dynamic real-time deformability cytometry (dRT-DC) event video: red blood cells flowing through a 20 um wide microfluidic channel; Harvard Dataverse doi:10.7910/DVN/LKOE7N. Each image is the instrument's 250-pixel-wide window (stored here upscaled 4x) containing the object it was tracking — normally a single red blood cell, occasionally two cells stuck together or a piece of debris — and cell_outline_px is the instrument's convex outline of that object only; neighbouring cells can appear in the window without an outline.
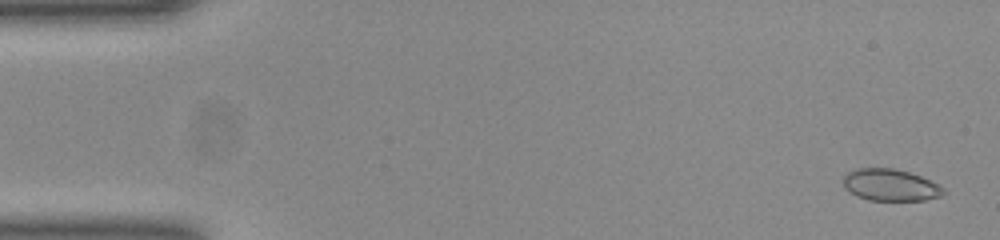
{"species": "common noctule bat (a hibernating species)", "species_latin": "Nyctalus noctula", "temperature_condition": "room temperature", "stored_images_in_passage": 53, "segment_of_instrument_passage": [1, 2], "camera_frame_rate_fps": 3000, "um_per_image_px": 0.085, "animal": {"sex": "female", "body_mass_g": 23.0, "forearm_length_mm": 53.4}, "frame": {"image": 1, "passage_image": 2, "time_ms": 0.333, "image_size_px": [1000, 240], "cell_outline_px": [[944, 192], [940, 196], [924, 200], [868, 200], [856, 196], [848, 192], [844, 188], [844, 176], [848, 172], [856, 168], [892, 168], [908, 172], [920, 176], [944, 188]], "centroid_in_image_um": [75.63, 15.73], "position_along_channel_um": 9.4, "area_um2": 18.44}}
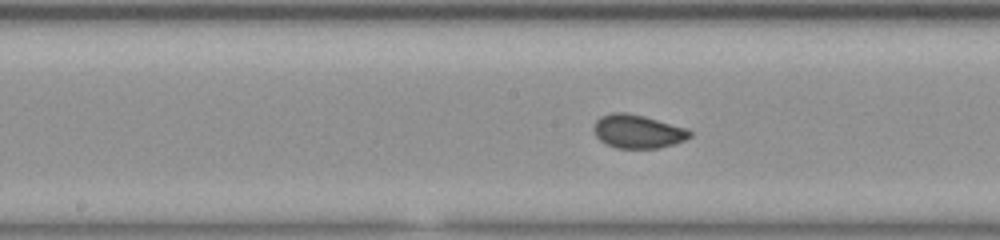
{"frame": {"image": 2, "passage_image": 26, "time_ms": 8.333, "image_size_px": [1000, 240], "cell_outline_px": [[692, 136], [684, 140], [660, 148], [616, 148], [600, 140], [596, 136], [592, 128], [596, 120], [600, 116], [612, 112], [624, 112], [644, 116], [688, 128], [692, 132]], "centroid_in_image_um": [54.2, 11.16], "position_along_channel_um": 194.0, "area_um2": 18.84}}
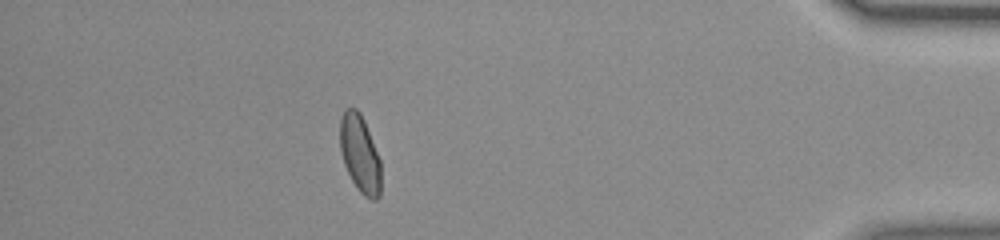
{"frame": {"image": 3, "passage_image": 46, "time_ms": 15.0, "image_size_px": [1000, 240], "cell_outline_px": [[380, 196], [376, 200], [372, 200], [364, 196], [356, 188], [344, 164], [340, 152], [340, 120], [344, 108], [356, 108], [360, 112], [364, 120], [380, 160]], "centroid_in_image_um": [30.58, 13.08], "position_along_channel_um": 404.6, "area_um2": 18.5}}